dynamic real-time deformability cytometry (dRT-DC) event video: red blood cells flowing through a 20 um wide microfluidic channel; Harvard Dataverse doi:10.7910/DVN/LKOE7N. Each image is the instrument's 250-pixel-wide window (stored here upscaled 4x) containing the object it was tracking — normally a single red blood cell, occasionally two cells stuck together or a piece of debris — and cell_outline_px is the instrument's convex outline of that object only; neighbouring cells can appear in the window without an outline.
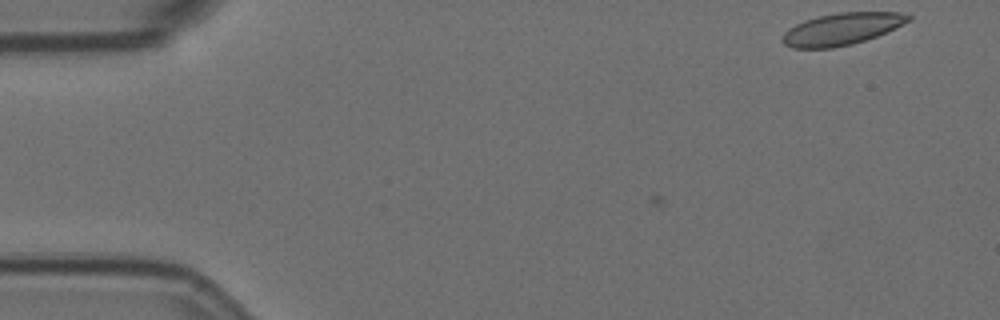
{"species": "Egyptian fruit bat (a non-hibernating species)", "species_latin": "Rousettus aegyptiacus", "temperature_condition": "room temperature", "stored_images_in_passage": 4, "camera_frame_rate_fps": 3000, "um_per_image_px": 0.085, "animal": {"sex": "female"}, "frame": {"image": 1, "passage_image": 1, "time_ms": 0.0, "image_size_px": [1000, 320], "cell_outline_px": [[912, 20], [896, 28], [876, 36], [852, 44], [832, 48], [792, 48], [784, 44], [780, 40], [784, 32], [788, 28], [804, 20], [820, 16], [840, 12], [900, 12], [912, 16]], "centroid_in_image_um": [71.55, 2.46], "position_along_channel_um": 13.5, "area_um2": 23.52}}